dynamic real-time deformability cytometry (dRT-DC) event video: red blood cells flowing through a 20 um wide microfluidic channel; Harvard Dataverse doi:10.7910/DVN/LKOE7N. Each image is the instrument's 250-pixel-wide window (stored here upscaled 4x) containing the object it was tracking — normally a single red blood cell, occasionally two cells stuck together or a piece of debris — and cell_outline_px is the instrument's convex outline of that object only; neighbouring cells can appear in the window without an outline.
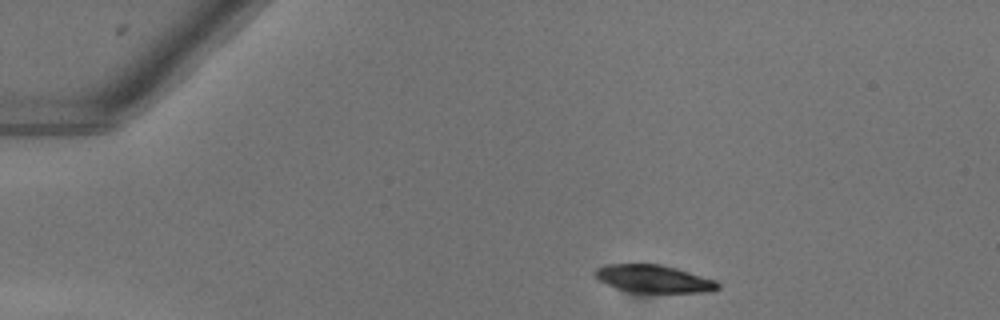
{"species": "common noctule bat (a hibernating species)", "species_latin": "Nyctalus noctula", "temperature_condition": "warm", "stored_images_in_passage": 43, "camera_frame_rate_fps": 3000, "um_per_image_px": 0.085, "animal": {"sex": "female"}, "frame": {"image": 1, "passage_image": 1, "time_ms": 0.0, "image_size_px": [1000, 320], "cell_outline_px": [[720, 288], [708, 292], [628, 292], [616, 288], [596, 280], [596, 268], [604, 264], [660, 264], [676, 268], [716, 280], [720, 284]], "centroid_in_image_um": [55.54, 23.7], "position_along_channel_um": 29.5, "area_um2": 19.83}}
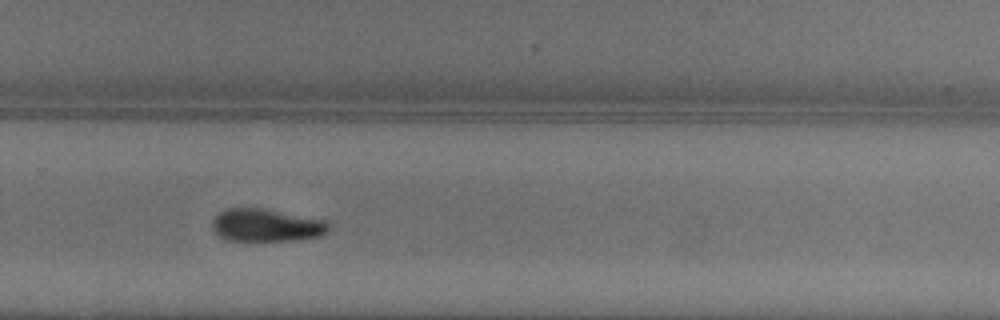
{"frame": {"image": 2, "passage_image": 27, "time_ms": 8.667, "image_size_px": [1000, 320], "cell_outline_px": [[328, 232], [320, 236], [304, 240], [228, 240], [220, 236], [212, 228], [212, 220], [220, 212], [228, 208], [260, 208], [328, 220]], "centroid_in_image_um": [22.67, 19.15], "position_along_channel_um": 307.1, "area_um2": 22.14}}
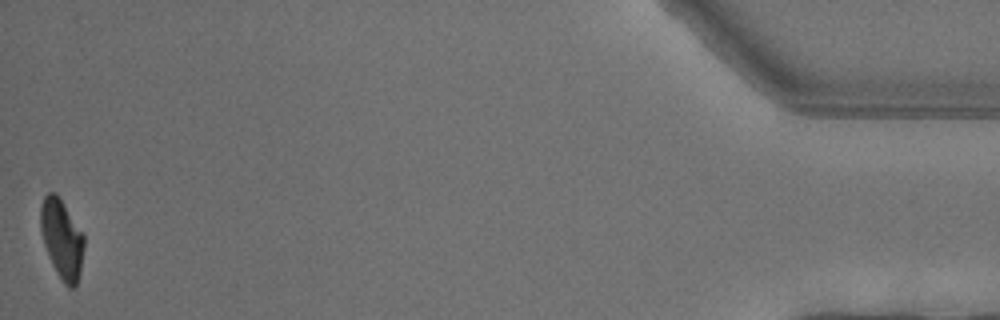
{"frame": {"image": 3, "passage_image": 43, "time_ms": 14.0, "image_size_px": [1000, 320], "cell_outline_px": [[84, 248], [80, 272], [76, 284], [72, 288], [68, 288], [64, 284], [56, 272], [52, 264], [44, 244], [40, 228], [40, 204], [44, 196], [48, 192], [56, 192], [84, 236]], "centroid_in_image_um": [5.24, 20.3], "position_along_channel_um": 430.0, "area_um2": 19.94}, "authors_computed_cell_mechanics": {"area_um2": 22.4842, "velocity_mm_per_s": 4.0438, "shape_relaxation_time_tau1_ms": 3.2757, "shape_relaxation_time_tau2_ms": null, "deformation_change_tau1": 0.1361, "deformation_change_tau2": null}}